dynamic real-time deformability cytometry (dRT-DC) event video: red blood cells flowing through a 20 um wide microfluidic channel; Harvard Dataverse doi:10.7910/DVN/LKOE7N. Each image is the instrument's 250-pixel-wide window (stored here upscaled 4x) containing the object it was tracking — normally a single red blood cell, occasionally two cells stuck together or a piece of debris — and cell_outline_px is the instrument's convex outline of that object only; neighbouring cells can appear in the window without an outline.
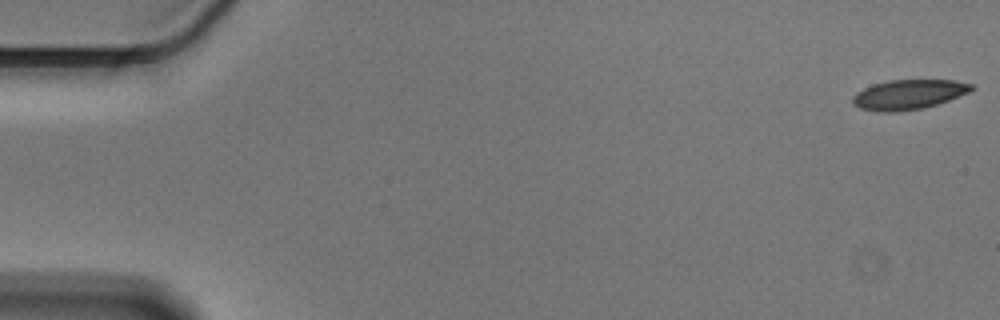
{"species": "Egyptian fruit bat (a non-hibernating species)", "species_latin": "Rousettus aegyptiacus", "temperature_condition": "cold", "stored_images_in_passage": 56, "camera_frame_rate_fps": 3000, "um_per_image_px": 0.085, "animal": {"sex": "male"}, "frame": {"image": 1, "passage_image": 1, "time_ms": 0.0, "image_size_px": [1000, 320], "cell_outline_px": [[976, 88], [968, 92], [948, 100], [924, 108], [896, 112], [880, 112], [860, 108], [852, 104], [852, 96], [856, 92], [872, 84], [888, 80], [956, 80], [972, 84]], "centroid_in_image_um": [77.2, 8.03], "position_along_channel_um": 7.8, "area_um2": 20.69}}
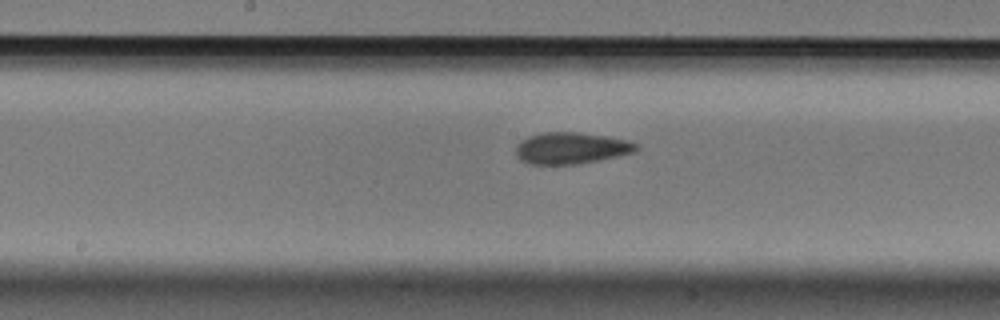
{"frame": {"image": 2, "passage_image": 29, "time_ms": 9.333, "image_size_px": [1000, 320], "cell_outline_px": [[640, 148], [632, 152], [620, 156], [580, 164], [528, 164], [520, 160], [516, 156], [516, 144], [520, 140], [528, 136], [540, 132], [580, 132], [608, 136], [628, 140], [640, 144]], "centroid_in_image_um": [48.55, 12.58], "position_along_channel_um": 199.6, "area_um2": 22.6}}
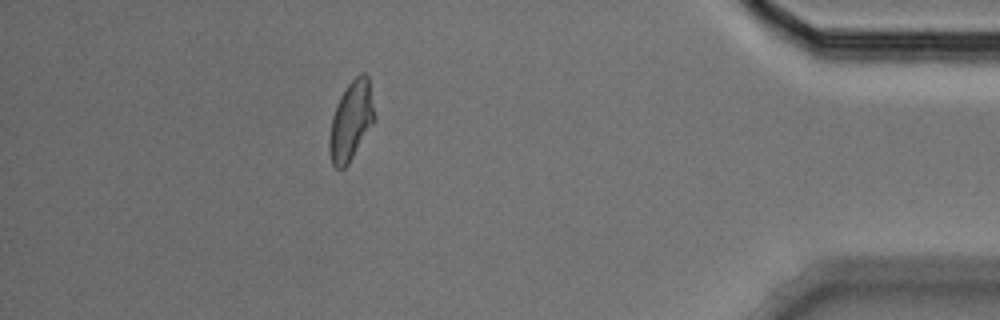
{"frame": {"image": 3, "passage_image": 50, "time_ms": 16.333, "image_size_px": [1000, 320], "cell_outline_px": [[376, 120], [348, 164], [344, 168], [336, 168], [332, 164], [328, 148], [328, 140], [332, 116], [336, 104], [340, 96], [348, 84], [360, 72], [364, 72], [368, 76], [376, 116]], "centroid_in_image_um": [29.85, 10.26], "position_along_channel_um": 405.4, "area_um2": 21.04}, "authors_computed_cell_mechanics": {"area_um2": 21.5594, "velocity_mm_per_s": 3.5779, "shape_relaxation_time_tau1_ms": 5.3449, "shape_relaxation_time_tau2_ms": 2.7272, "deformation_change_tau1": 0.1368, "deformation_change_tau2": 0.0859}}